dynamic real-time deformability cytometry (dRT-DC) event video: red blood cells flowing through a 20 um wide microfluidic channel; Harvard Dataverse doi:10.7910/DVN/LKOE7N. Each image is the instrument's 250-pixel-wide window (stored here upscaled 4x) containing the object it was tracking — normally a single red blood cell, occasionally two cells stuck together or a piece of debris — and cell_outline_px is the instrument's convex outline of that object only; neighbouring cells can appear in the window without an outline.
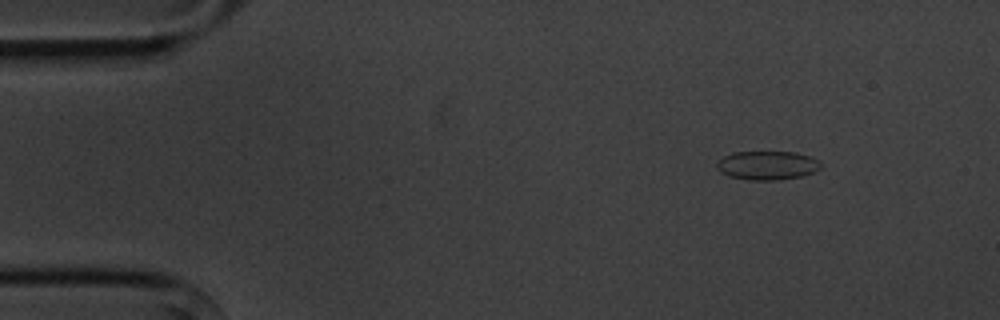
{"species": "common noctule bat (a hibernating species)", "species_latin": "Nyctalus noctula", "temperature_condition": "cold", "stored_images_in_passage": 4, "camera_frame_rate_fps": 3000, "um_per_image_px": 0.085, "animal": {"sex": "male", "body_mass_g": 20.1, "forearm_length_mm": 53.5}, "frame": {"image": 1, "passage_image": 1, "time_ms": 0.0, "image_size_px": [1000, 320], "cell_outline_px": [[820, 168], [816, 172], [804, 176], [780, 180], [752, 180], [728, 176], [720, 172], [716, 168], [716, 164], [724, 156], [732, 152], [796, 152], [820, 160]], "centroid_in_image_um": [65.24, 14.06], "position_along_channel_um": 19.8, "area_um2": 17.63}}
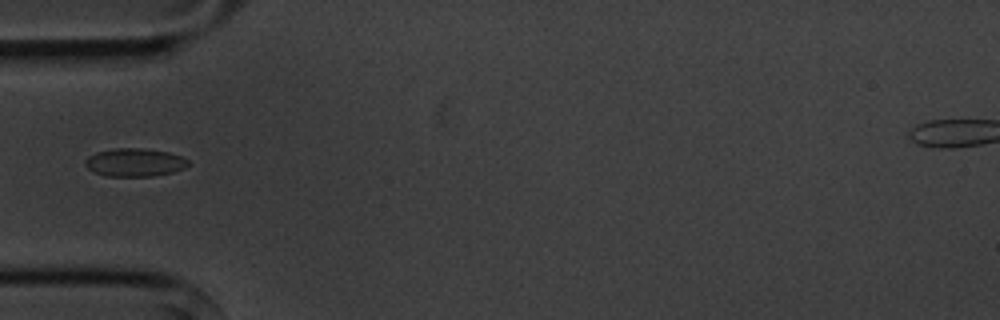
{"frame": {"image": 2, "passage_image": 4, "time_ms": 3.667, "image_size_px": [1000, 320], "cell_outline_px": [[188, 164], [184, 168], [172, 172], [152, 176], [104, 176], [88, 168], [84, 164], [88, 156], [96, 152], [112, 148], [144, 148], [168, 152], [180, 156], [188, 160]], "centroid_in_image_um": [11.43, 13.79], "position_along_channel_um": 73.6, "area_um2": 16.82}}